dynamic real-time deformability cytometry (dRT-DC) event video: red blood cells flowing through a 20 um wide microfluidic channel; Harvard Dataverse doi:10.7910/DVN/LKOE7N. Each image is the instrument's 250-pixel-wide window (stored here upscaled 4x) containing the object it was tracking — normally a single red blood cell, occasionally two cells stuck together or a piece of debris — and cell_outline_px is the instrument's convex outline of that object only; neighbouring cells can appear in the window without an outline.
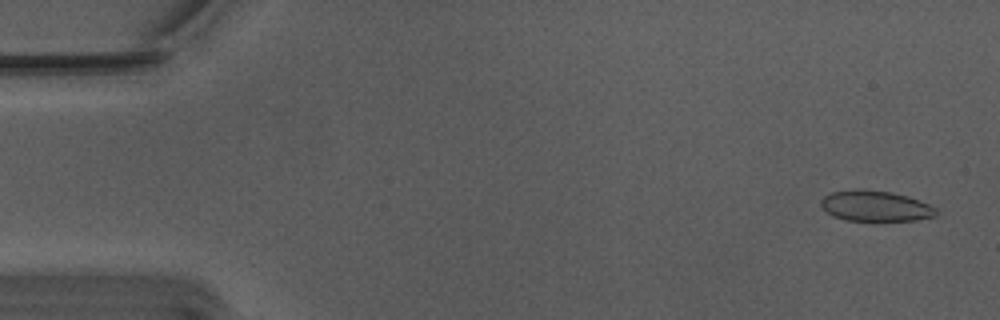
{"species": "Egyptian fruit bat (a non-hibernating species)", "species_latin": "Rousettus aegyptiacus", "temperature_condition": "warm", "stored_images_in_passage": 55, "camera_frame_rate_fps": 3000, "um_per_image_px": 0.085, "animal": {"sex": "male"}, "frame": {"image": 1, "passage_image": 3, "time_ms": 0.667, "image_size_px": [1000, 320], "cell_outline_px": [[936, 216], [916, 220], [872, 224], [844, 220], [832, 216], [820, 204], [820, 200], [824, 196], [832, 192], [856, 188], [864, 188], [892, 192], [908, 196], [920, 200], [936, 208]], "centroid_in_image_um": [74.4, 17.55], "position_along_channel_um": 10.6, "area_um2": 21.73}}
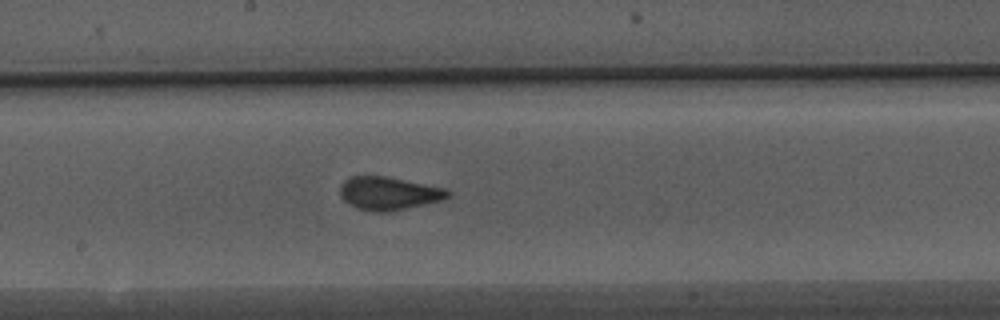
{"frame": {"image": 2, "passage_image": 30, "time_ms": 9.667, "image_size_px": [1000, 320], "cell_outline_px": [[452, 196], [444, 200], [392, 212], [372, 212], [356, 208], [348, 204], [340, 196], [340, 184], [344, 180], [352, 176], [384, 176], [448, 188], [452, 192]], "centroid_in_image_um": [33.09, 16.45], "position_along_channel_um": 215.1, "area_um2": 21.33}}
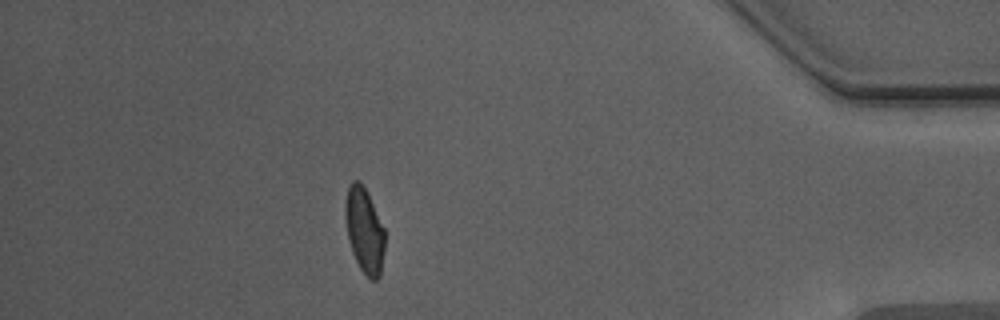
{"frame": {"image": 3, "passage_image": 49, "time_ms": 16.0, "image_size_px": [1000, 320], "cell_outline_px": [[384, 248], [380, 276], [376, 280], [372, 280], [360, 268], [352, 252], [348, 240], [344, 216], [344, 204], [348, 188], [352, 180], [360, 180], [364, 184], [368, 192], [384, 228]], "centroid_in_image_um": [30.95, 19.52], "position_along_channel_um": 404.2, "area_um2": 19.83}}